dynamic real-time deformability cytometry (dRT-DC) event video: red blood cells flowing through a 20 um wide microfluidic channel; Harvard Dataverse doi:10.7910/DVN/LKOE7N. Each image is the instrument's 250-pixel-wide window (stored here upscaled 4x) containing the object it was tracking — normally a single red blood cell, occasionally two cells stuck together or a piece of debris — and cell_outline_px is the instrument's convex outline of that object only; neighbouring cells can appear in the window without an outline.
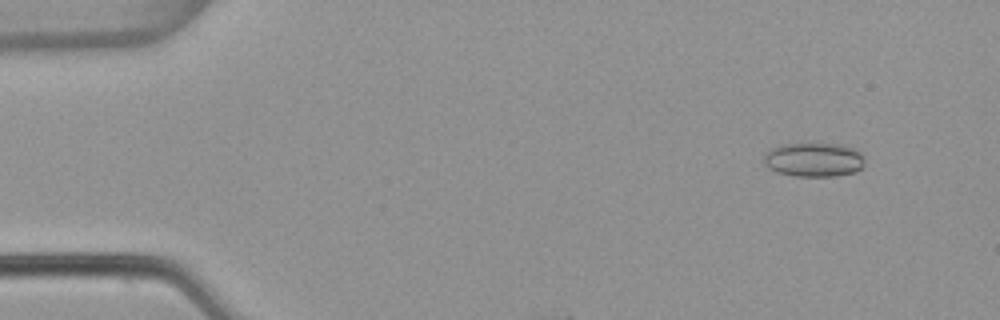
{"species": "common noctule bat (a hibernating species)", "species_latin": "Nyctalus noctula", "temperature_condition": "warm", "stored_images_in_passage": 5, "camera_frame_rate_fps": 3000, "um_per_image_px": 0.085, "animal": {"sex": "female", "body_mass_g": 22.7, "forearm_length_mm": 54.2}, "frame": {"image": 1, "passage_image": 1, "time_ms": 0.0, "image_size_px": [1000, 320], "cell_outline_px": [[864, 164], [856, 172], [836, 176], [796, 176], [776, 172], [768, 168], [764, 164], [764, 152], [772, 148], [784, 144], [840, 144], [856, 148], [864, 156]], "centroid_in_image_um": [69.18, 13.58], "position_along_channel_um": 15.8, "area_um2": 20.23}}
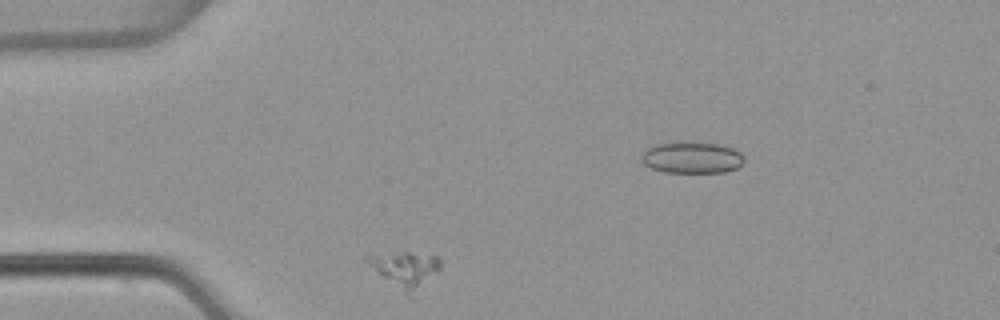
{"frame": {"image": 2, "passage_image": 2, "time_ms": 0.333, "image_size_px": [1000, 320], "cell_outline_px": [[440, 268], [412, 288], [404, 288], [384, 276], [364, 260], [364, 256], [404, 252], [408, 252], [436, 256], [440, 260]], "centroid_in_image_um": [34.4, 22.7], "position_along_channel_um": 50.6, "area_um2": 12.83}}
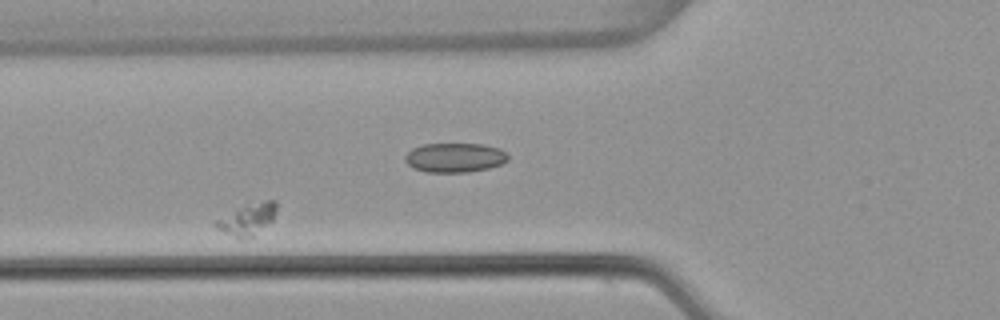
{"frame": {"image": 3, "passage_image": 4, "time_ms": 1.0, "image_size_px": [1000, 320], "cell_outline_px": [[276, 212], [272, 220], [252, 236], [240, 240], [216, 228], [212, 224], [216, 220], [244, 204], [264, 200], [276, 200]], "centroid_in_image_um": [21.01, 18.62], "position_along_channel_um": 104.8, "area_um2": 11.1}}